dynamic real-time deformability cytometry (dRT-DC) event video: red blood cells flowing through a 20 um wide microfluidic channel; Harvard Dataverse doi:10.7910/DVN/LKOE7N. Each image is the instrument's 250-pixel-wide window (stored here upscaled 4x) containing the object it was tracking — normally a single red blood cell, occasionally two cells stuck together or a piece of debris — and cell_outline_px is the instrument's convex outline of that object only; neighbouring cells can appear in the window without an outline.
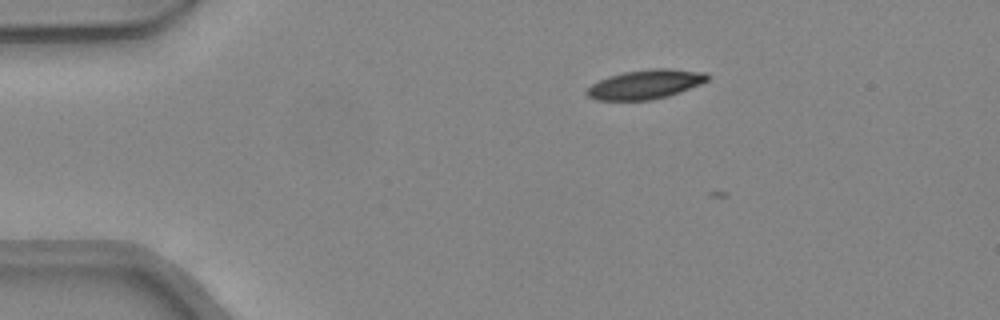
{"species": "common noctule bat (a hibernating species)", "species_latin": "Nyctalus noctula", "temperature_condition": "warm", "stored_images_in_passage": 4, "camera_frame_rate_fps": 3000, "um_per_image_px": 0.085, "animal": {"sex": "female", "body_mass_g": 24.6, "forearm_length_mm": 56.2}, "frame": {"image": 1, "passage_image": 2, "time_ms": 0.333, "image_size_px": [1000, 320], "cell_outline_px": [[708, 80], [700, 84], [668, 96], [652, 100], [596, 100], [588, 96], [584, 92], [592, 84], [608, 76], [624, 72], [652, 68], [668, 68], [708, 72]], "centroid_in_image_um": [54.86, 7.16], "position_along_channel_um": 30.1, "area_um2": 20.58}}